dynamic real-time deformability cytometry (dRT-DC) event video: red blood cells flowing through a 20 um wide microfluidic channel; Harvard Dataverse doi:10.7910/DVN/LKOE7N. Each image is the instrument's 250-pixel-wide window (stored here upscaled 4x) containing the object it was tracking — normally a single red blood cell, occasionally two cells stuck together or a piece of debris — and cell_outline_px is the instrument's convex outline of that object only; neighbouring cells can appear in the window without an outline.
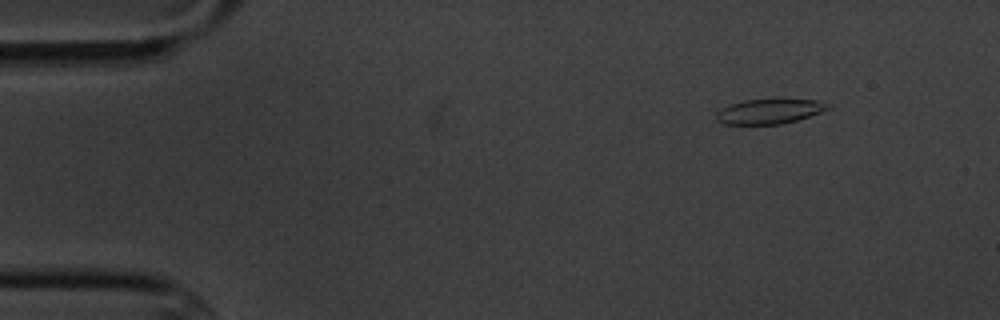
{"species": "common noctule bat (a hibernating species)", "species_latin": "Nyctalus noctula", "temperature_condition": "cold", "stored_images_in_passage": 10, "camera_frame_rate_fps": 3000, "um_per_image_px": 0.085, "animal": {"sex": "male", "body_mass_g": 20.1, "forearm_length_mm": 53.5}, "frame": {"image": 1, "passage_image": 2, "time_ms": 2.0, "image_size_px": [1000, 320], "cell_outline_px": [[832, 108], [796, 120], [780, 124], [724, 124], [716, 120], [716, 112], [720, 108], [744, 100], [776, 96], [816, 100], [832, 104]], "centroid_in_image_um": [65.44, 9.4], "position_along_channel_um": 19.6, "area_um2": 16.99}}
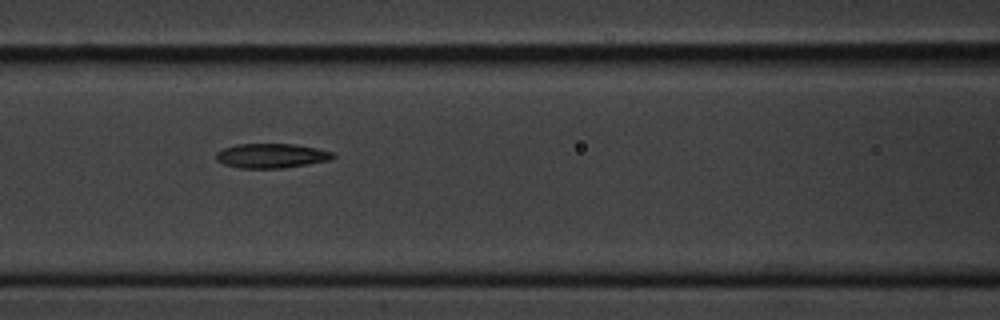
{"frame": {"image": 2, "passage_image": 7, "time_ms": 8.0, "image_size_px": [1000, 320], "cell_outline_px": [[336, 156], [328, 160], [308, 164], [280, 168], [240, 168], [224, 164], [216, 160], [216, 152], [224, 148], [236, 144], [292, 144], [316, 148], [332, 152]], "centroid_in_image_um": [23.04, 13.24], "position_along_channel_um": 143.6, "area_um2": 16.53}}
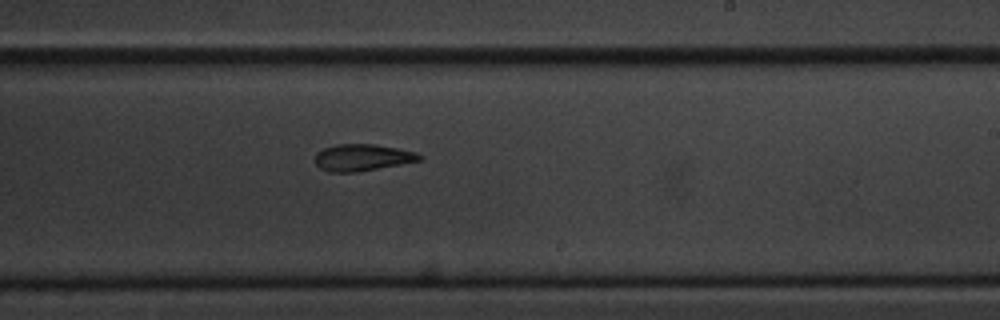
{"frame": {"image": 3, "passage_image": 10, "time_ms": 11.333, "image_size_px": [1000, 320], "cell_outline_px": [[424, 156], [420, 160], [400, 164], [356, 172], [328, 172], [320, 168], [316, 164], [316, 152], [324, 148], [336, 144], [376, 144], [416, 152]], "centroid_in_image_um": [30.78, 13.38], "position_along_channel_um": 258.2, "area_um2": 16.18}}